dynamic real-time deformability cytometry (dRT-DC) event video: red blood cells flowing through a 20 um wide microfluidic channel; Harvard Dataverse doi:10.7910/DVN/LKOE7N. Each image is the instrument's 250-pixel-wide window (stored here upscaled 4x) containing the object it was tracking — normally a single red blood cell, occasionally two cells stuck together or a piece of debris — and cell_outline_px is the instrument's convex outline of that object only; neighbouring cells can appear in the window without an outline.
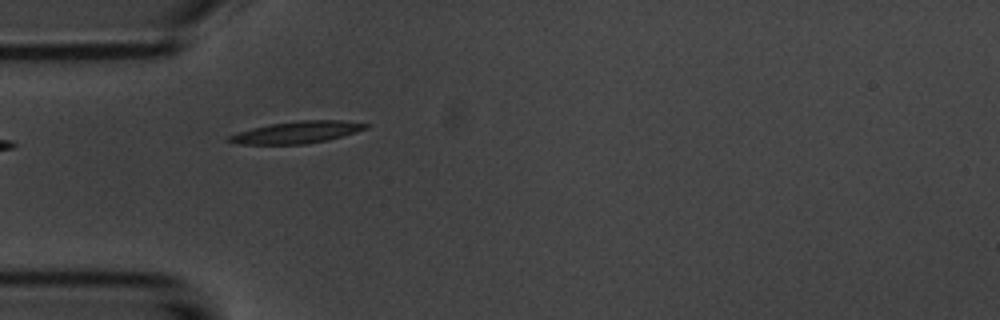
{"species": "common noctule bat (a hibernating species)", "species_latin": "Nyctalus noctula", "temperature_condition": "room temperature", "stored_images_in_passage": 4, "camera_frame_rate_fps": 3000, "um_per_image_px": 0.085, "animal": {"sex": "male", "body_mass_g": 20.1, "forearm_length_mm": 53.5}, "frame": {"image": 1, "passage_image": 4, "time_ms": 3.333, "image_size_px": [1000, 320], "cell_outline_px": [[372, 124], [368, 128], [356, 132], [328, 140], [304, 144], [236, 144], [224, 140], [228, 136], [236, 132], [252, 128], [272, 124], [300, 120], [344, 120]], "centroid_in_image_um": [25.24, 11.24], "position_along_channel_um": 59.8, "area_um2": 17.63}}